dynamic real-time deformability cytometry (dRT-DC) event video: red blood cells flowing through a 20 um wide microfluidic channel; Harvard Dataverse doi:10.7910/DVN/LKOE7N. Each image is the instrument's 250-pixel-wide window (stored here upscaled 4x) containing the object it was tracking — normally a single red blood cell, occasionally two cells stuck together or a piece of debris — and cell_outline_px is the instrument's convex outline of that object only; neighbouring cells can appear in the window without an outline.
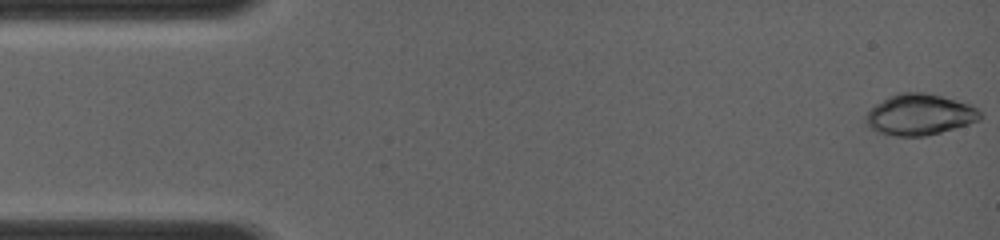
{"species": "common noctule bat (a hibernating species)", "species_latin": "Nyctalus noctula", "temperature_condition": "room temperature", "stored_images_in_passage": 15, "camera_frame_rate_fps": 4000, "um_per_image_px": 0.085, "animal": {"sex": "female", "body_mass_g": 19.0, "forearm_length_mm": 56.7}, "frame": {"image": 1, "passage_image": 1, "time_ms": 0.0, "image_size_px": [1000, 240], "cell_outline_px": [[980, 120], [968, 124], [940, 132], [924, 136], [896, 136], [880, 132], [864, 124], [864, 116], [876, 104], [888, 96], [900, 92], [924, 92], [956, 100], [968, 104], [976, 108], [980, 112]], "centroid_in_image_um": [78.13, 9.74], "position_along_channel_um": 6.9, "area_um2": 27.11}}
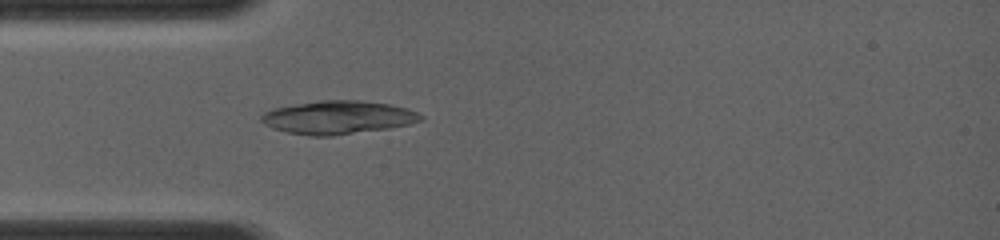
{"frame": {"image": 2, "passage_image": 15, "time_ms": 3.75, "image_size_px": [1000, 240], "cell_outline_px": [[424, 120], [408, 124], [388, 128], [332, 136], [308, 136], [288, 132], [272, 128], [264, 124], [260, 120], [260, 116], [264, 112], [272, 108], [292, 104], [320, 100], [360, 100], [388, 104], [408, 108], [424, 116]], "centroid_in_image_um": [28.69, 9.97], "position_along_channel_um": 56.3, "area_um2": 31.1}}